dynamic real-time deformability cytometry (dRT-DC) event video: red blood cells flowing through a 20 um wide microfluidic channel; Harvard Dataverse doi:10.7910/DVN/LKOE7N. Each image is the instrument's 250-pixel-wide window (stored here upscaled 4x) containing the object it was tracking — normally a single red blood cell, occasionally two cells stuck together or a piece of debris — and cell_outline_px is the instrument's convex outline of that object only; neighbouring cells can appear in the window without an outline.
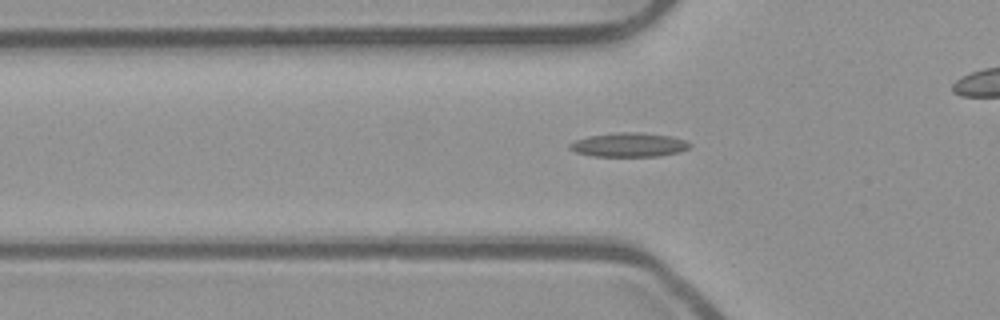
{"species": "common noctule bat (a hibernating species)", "species_latin": "Nyctalus noctula", "temperature_condition": "room temperature", "stored_images_in_passage": 45, "camera_frame_rate_fps": 3000, "um_per_image_px": 0.085, "animal": {"sex": "male", "body_mass_g": 23.1, "forearm_length_mm": 52.7}, "frame": {"image": 1, "passage_image": 18, "time_ms": 5.667, "image_size_px": [1000, 320], "cell_outline_px": [[692, 144], [688, 148], [680, 152], [660, 156], [592, 156], [576, 152], [568, 148], [568, 144], [576, 140], [588, 136], [616, 132], [640, 132], [672, 136], [684, 140]], "centroid_in_image_um": [53.46, 12.3], "position_along_channel_um": 72.3, "area_um2": 16.94}}
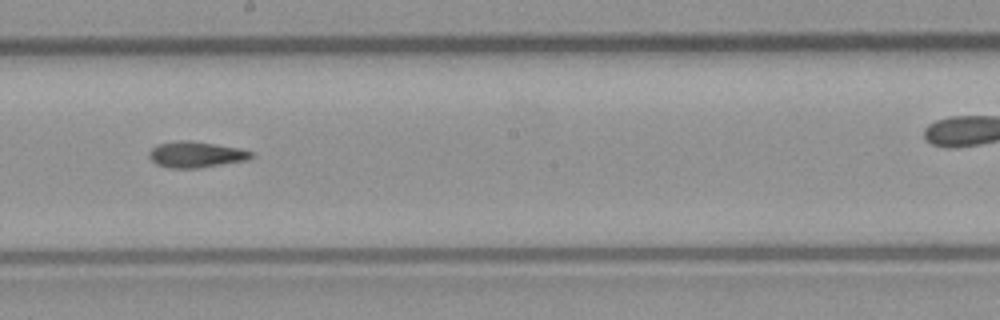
{"frame": {"image": 2, "passage_image": 30, "time_ms": 9.667, "image_size_px": [1000, 320], "cell_outline_px": [[252, 156], [248, 160], [200, 168], [168, 168], [156, 164], [148, 156], [148, 152], [156, 144], [180, 140], [192, 140], [240, 148], [252, 152]], "centroid_in_image_um": [16.63, 13.13], "position_along_channel_um": 231.6, "area_um2": 15.66}}
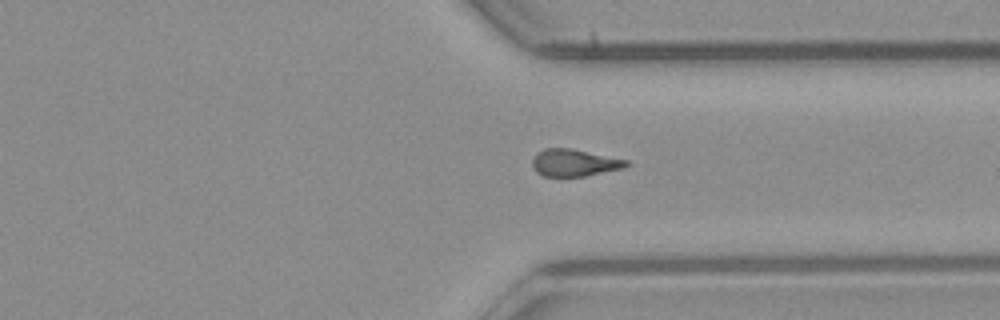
{"frame": {"image": 3, "passage_image": 40, "time_ms": 13.0, "image_size_px": [1000, 320], "cell_outline_px": [[628, 164], [624, 168], [584, 176], [544, 176], [536, 172], [532, 168], [532, 160], [536, 152], [544, 148], [572, 148], [628, 160]], "centroid_in_image_um": [48.78, 13.82], "position_along_channel_um": 362.6, "area_um2": 14.91}}